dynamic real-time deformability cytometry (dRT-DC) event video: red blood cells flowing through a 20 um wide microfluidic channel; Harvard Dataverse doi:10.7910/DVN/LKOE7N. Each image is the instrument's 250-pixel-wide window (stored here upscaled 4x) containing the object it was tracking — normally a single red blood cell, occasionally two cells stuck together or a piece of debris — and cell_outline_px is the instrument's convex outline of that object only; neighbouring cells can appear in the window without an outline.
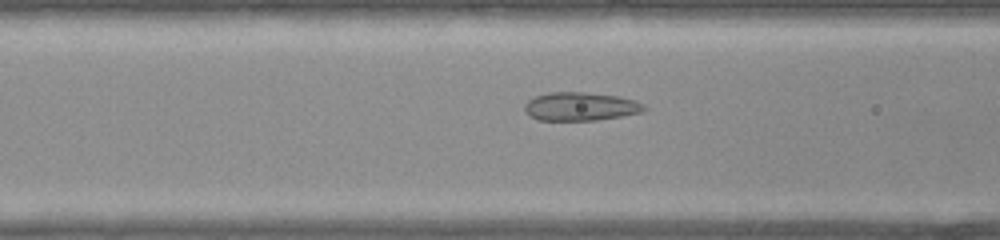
{"species": "common noctule bat (a hibernating species)", "species_latin": "Nyctalus noctula", "temperature_condition": "warm", "stored_images_in_passage": 30, "camera_frame_rate_fps": 3000, "um_per_image_px": 0.085, "animal": {"sex": "female", "body_mass_g": 22.0, "forearm_length_mm": 56.7}, "frame": {"image": 1, "passage_image": 13, "time_ms": 4.0, "image_size_px": [1000, 240], "cell_outline_px": [[648, 108], [640, 112], [620, 116], [596, 120], [536, 120], [528, 116], [524, 112], [524, 104], [528, 100], [536, 96], [548, 92], [584, 92], [620, 96], [636, 100], [644, 104]], "centroid_in_image_um": [49.31, 9.05], "position_along_channel_um": 117.3, "area_um2": 20.0}}
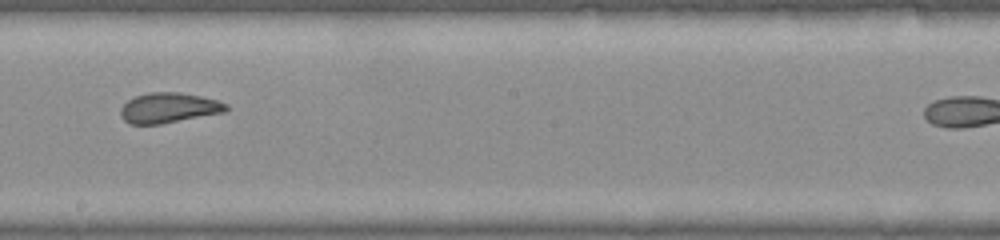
{"frame": {"image": 2, "passage_image": 20, "time_ms": 6.333, "image_size_px": [1000, 240], "cell_outline_px": [[228, 108], [224, 112], [160, 124], [128, 124], [120, 116], [120, 108], [128, 100], [136, 96], [152, 92], [180, 92], [200, 96], [216, 100], [228, 104]], "centroid_in_image_um": [14.31, 9.17], "position_along_channel_um": 233.9, "area_um2": 18.44}}
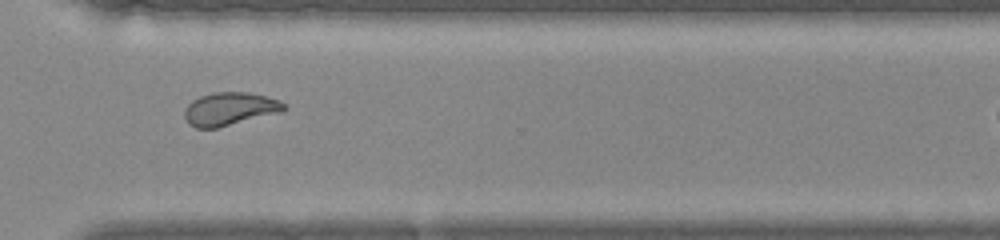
{"frame": {"image": 3, "passage_image": 27, "time_ms": 8.667, "image_size_px": [1000, 240], "cell_outline_px": [[288, 108], [280, 112], [216, 128], [196, 128], [188, 124], [184, 116], [184, 108], [192, 100], [200, 96], [212, 92], [248, 92], [268, 96], [280, 100]], "centroid_in_image_um": [19.51, 9.24], "position_along_channel_um": 351.1, "area_um2": 19.25}}